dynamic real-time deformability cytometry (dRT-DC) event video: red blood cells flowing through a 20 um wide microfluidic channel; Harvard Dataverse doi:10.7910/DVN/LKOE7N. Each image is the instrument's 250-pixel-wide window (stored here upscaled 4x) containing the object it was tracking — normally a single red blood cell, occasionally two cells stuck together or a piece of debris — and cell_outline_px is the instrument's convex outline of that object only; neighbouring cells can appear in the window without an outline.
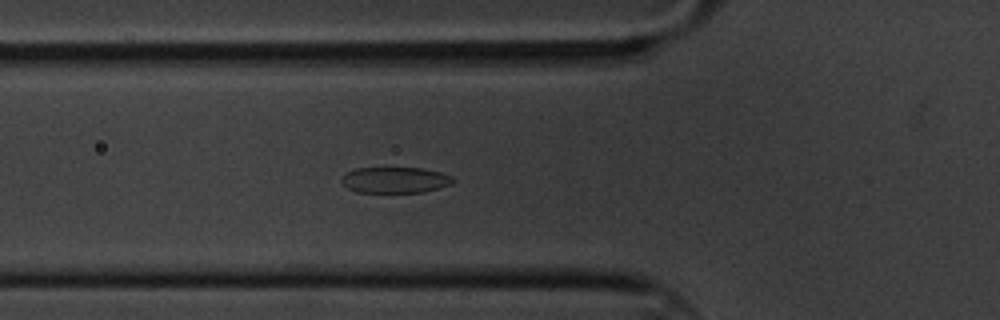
{"species": "common noctule bat (a hibernating species)", "species_latin": "Nyctalus noctula", "temperature_condition": "cold", "stored_images_in_passage": 60, "camera_frame_rate_fps": 3000, "um_per_image_px": 0.085, "animal": {"sex": "male", "body_mass_g": 20.1, "forearm_length_mm": 53.5}, "frame": {"image": 1, "passage_image": 20, "time_ms": 6.333, "image_size_px": [1000, 320], "cell_outline_px": [[456, 180], [452, 184], [424, 192], [356, 192], [348, 188], [340, 180], [344, 172], [356, 168], [420, 168], [440, 172], [452, 176]], "centroid_in_image_um": [33.57, 15.29], "position_along_channel_um": 92.2, "area_um2": 16.94}}
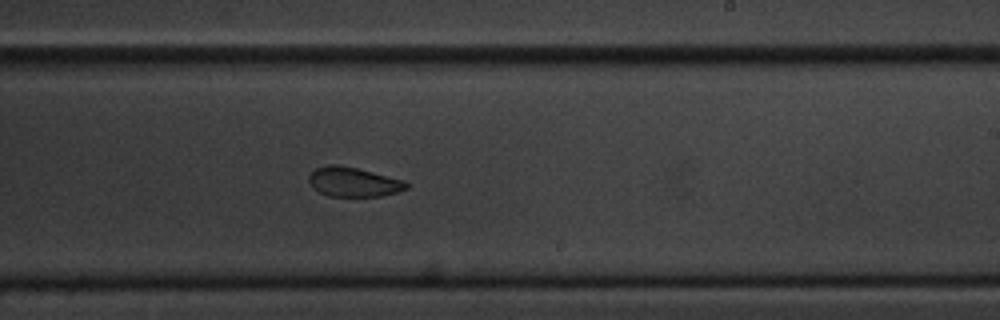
{"frame": {"image": 2, "passage_image": 35, "time_ms": 11.333, "image_size_px": [1000, 320], "cell_outline_px": [[408, 188], [396, 192], [380, 196], [328, 196], [312, 188], [308, 180], [308, 176], [316, 168], [328, 164], [336, 164], [356, 168], [404, 180], [408, 184]], "centroid_in_image_um": [30.01, 15.46], "position_along_channel_um": 259.0, "area_um2": 16.65}}
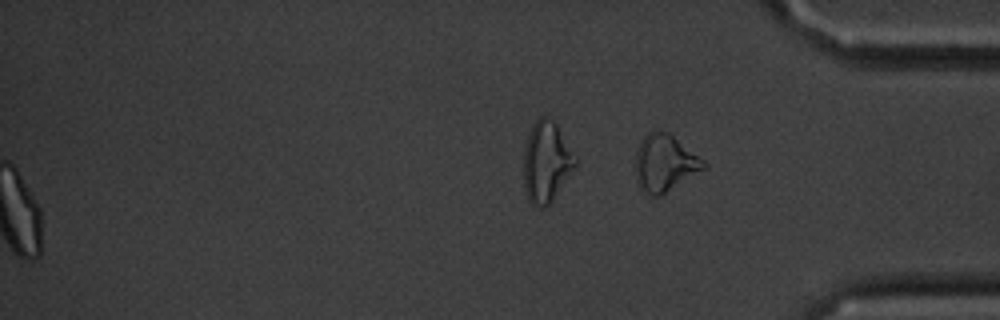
{"frame": {"image": 3, "passage_image": 60, "time_ms": 19.667, "image_size_px": [1000, 320], "cell_outline_px": [[708, 168], [660, 196], [652, 196], [644, 192], [636, 180], [636, 152], [640, 140], [648, 132], [668, 132], [704, 160], [708, 164]], "centroid_in_image_um": [56.53, 13.88], "position_along_channel_um": 378.7, "area_um2": 22.6}, "authors_computed_cell_mechanics": {"area_um2": 18.8428, "velocity_mm_per_s": 3.3275, "shape_relaxation_time_tau1_ms": 2.6889, "shape_relaxation_time_tau2_ms": 1.6099, "deformation_change_tau1": 0.1039, "deformation_change_tau2": 0.0619}}